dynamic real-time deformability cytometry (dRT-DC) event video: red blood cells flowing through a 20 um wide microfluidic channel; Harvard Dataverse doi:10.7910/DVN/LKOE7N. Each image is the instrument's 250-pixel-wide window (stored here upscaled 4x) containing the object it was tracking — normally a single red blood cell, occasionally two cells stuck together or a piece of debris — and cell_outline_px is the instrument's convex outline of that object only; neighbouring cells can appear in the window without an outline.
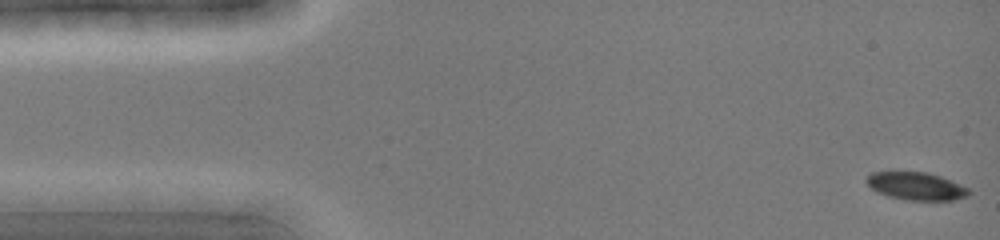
{"species": "common noctule bat (a hibernating species)", "species_latin": "Nyctalus noctula", "temperature_condition": "cold", "stored_images_in_passage": 44, "camera_frame_rate_fps": 3000, "um_per_image_px": 0.085, "animal": {"sex": "female", "body_mass_g": 19.0, "forearm_length_mm": 51.5}, "frame": {"image": 1, "passage_image": 1, "time_ms": 0.0, "image_size_px": [1000, 240], "cell_outline_px": [[972, 192], [968, 196], [956, 200], [904, 200], [888, 196], [876, 192], [864, 180], [872, 172], [924, 172], [940, 176], [960, 184], [968, 188]], "centroid_in_image_um": [77.88, 15.83], "position_along_channel_um": 7.1, "area_um2": 16.59}}
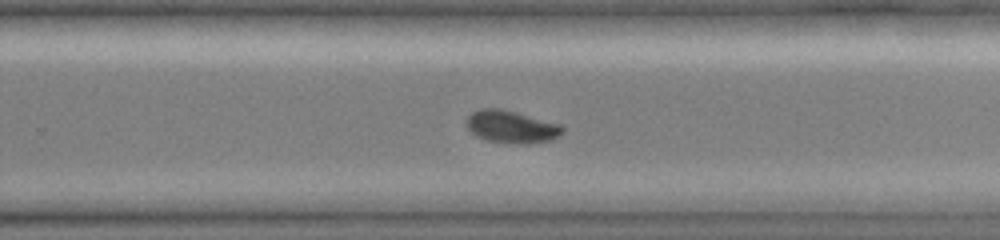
{"frame": {"image": 2, "passage_image": 28, "time_ms": 9.0, "image_size_px": [1000, 240], "cell_outline_px": [[564, 132], [560, 136], [552, 140], [528, 144], [488, 140], [476, 136], [468, 128], [468, 116], [472, 112], [480, 108], [500, 108], [516, 112], [560, 124], [564, 128]], "centroid_in_image_um": [43.51, 10.77], "position_along_channel_um": 286.3, "area_um2": 17.98}}
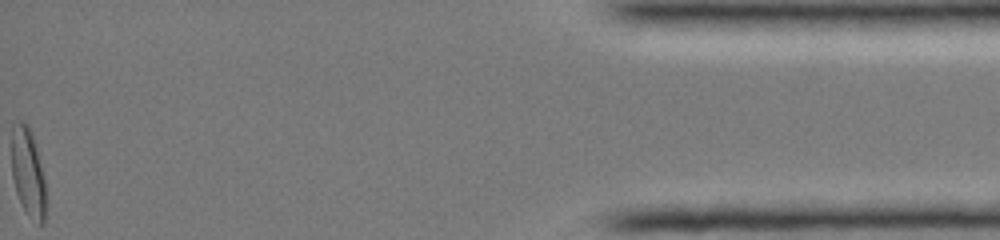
{"frame": {"image": 3, "passage_image": 44, "time_ms": 14.333, "image_size_px": [1000, 240], "cell_outline_px": [[44, 224], [40, 224], [28, 216], [16, 192], [12, 176], [12, 124], [16, 120], [24, 120], [28, 124], [32, 132], [44, 180]], "centroid_in_image_um": [2.34, 14.57], "position_along_channel_um": 432.9, "area_um2": 17.34}}